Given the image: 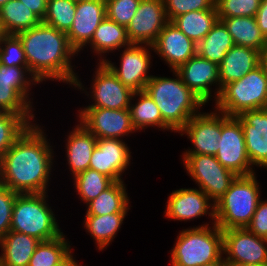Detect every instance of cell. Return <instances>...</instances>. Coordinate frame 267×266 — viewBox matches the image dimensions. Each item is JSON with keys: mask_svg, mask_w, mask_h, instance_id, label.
<instances>
[{"mask_svg": "<svg viewBox=\"0 0 267 266\" xmlns=\"http://www.w3.org/2000/svg\"><path fill=\"white\" fill-rule=\"evenodd\" d=\"M41 127L30 125L0 160V183L19 194L48 191L54 150Z\"/></svg>", "mask_w": 267, "mask_h": 266, "instance_id": "1", "label": "cell"}, {"mask_svg": "<svg viewBox=\"0 0 267 266\" xmlns=\"http://www.w3.org/2000/svg\"><path fill=\"white\" fill-rule=\"evenodd\" d=\"M16 36L24 48L28 69L40 84L57 80L85 91L78 73L73 70L72 57L78 53L71 47L66 32L41 22Z\"/></svg>", "mask_w": 267, "mask_h": 266, "instance_id": "2", "label": "cell"}, {"mask_svg": "<svg viewBox=\"0 0 267 266\" xmlns=\"http://www.w3.org/2000/svg\"><path fill=\"white\" fill-rule=\"evenodd\" d=\"M172 72L176 78L153 75L145 91L160 109L163 121L174 132H179L206 104L182 82L176 71Z\"/></svg>", "mask_w": 267, "mask_h": 266, "instance_id": "3", "label": "cell"}, {"mask_svg": "<svg viewBox=\"0 0 267 266\" xmlns=\"http://www.w3.org/2000/svg\"><path fill=\"white\" fill-rule=\"evenodd\" d=\"M183 229L171 249V266H202L224 263L223 233L213 224Z\"/></svg>", "mask_w": 267, "mask_h": 266, "instance_id": "4", "label": "cell"}, {"mask_svg": "<svg viewBox=\"0 0 267 266\" xmlns=\"http://www.w3.org/2000/svg\"><path fill=\"white\" fill-rule=\"evenodd\" d=\"M256 174L237 176L228 191L215 203V224L221 230L245 228L259 204L260 185Z\"/></svg>", "mask_w": 267, "mask_h": 266, "instance_id": "5", "label": "cell"}, {"mask_svg": "<svg viewBox=\"0 0 267 266\" xmlns=\"http://www.w3.org/2000/svg\"><path fill=\"white\" fill-rule=\"evenodd\" d=\"M47 198V193L18 194L13 204L10 230L41 242L61 236L63 232Z\"/></svg>", "mask_w": 267, "mask_h": 266, "instance_id": "6", "label": "cell"}, {"mask_svg": "<svg viewBox=\"0 0 267 266\" xmlns=\"http://www.w3.org/2000/svg\"><path fill=\"white\" fill-rule=\"evenodd\" d=\"M216 110L237 116L247 110L267 108V70L261 62L241 79L226 84L215 101Z\"/></svg>", "mask_w": 267, "mask_h": 266, "instance_id": "7", "label": "cell"}, {"mask_svg": "<svg viewBox=\"0 0 267 266\" xmlns=\"http://www.w3.org/2000/svg\"><path fill=\"white\" fill-rule=\"evenodd\" d=\"M36 84L39 82L28 67H7L0 64V111L34 116L33 102L29 96L32 85Z\"/></svg>", "mask_w": 267, "mask_h": 266, "instance_id": "8", "label": "cell"}, {"mask_svg": "<svg viewBox=\"0 0 267 266\" xmlns=\"http://www.w3.org/2000/svg\"><path fill=\"white\" fill-rule=\"evenodd\" d=\"M183 166L191 179L217 203L228 191L237 175L222 166L213 155H182Z\"/></svg>", "mask_w": 267, "mask_h": 266, "instance_id": "9", "label": "cell"}, {"mask_svg": "<svg viewBox=\"0 0 267 266\" xmlns=\"http://www.w3.org/2000/svg\"><path fill=\"white\" fill-rule=\"evenodd\" d=\"M217 161L237 176L255 173L248 158L243 128L235 116L222 113V133L219 140Z\"/></svg>", "mask_w": 267, "mask_h": 266, "instance_id": "10", "label": "cell"}, {"mask_svg": "<svg viewBox=\"0 0 267 266\" xmlns=\"http://www.w3.org/2000/svg\"><path fill=\"white\" fill-rule=\"evenodd\" d=\"M152 45L131 44L124 47L120 54L119 68L114 62L106 59L103 63L113 74L128 88L134 92L143 91L153 75H148L151 68Z\"/></svg>", "mask_w": 267, "mask_h": 266, "instance_id": "11", "label": "cell"}, {"mask_svg": "<svg viewBox=\"0 0 267 266\" xmlns=\"http://www.w3.org/2000/svg\"><path fill=\"white\" fill-rule=\"evenodd\" d=\"M225 266L267 262V239L245 228L222 230Z\"/></svg>", "mask_w": 267, "mask_h": 266, "instance_id": "12", "label": "cell"}, {"mask_svg": "<svg viewBox=\"0 0 267 266\" xmlns=\"http://www.w3.org/2000/svg\"><path fill=\"white\" fill-rule=\"evenodd\" d=\"M178 133L181 136L187 135L194 146L183 151L182 155L216 156L222 133V112L216 109L210 113L200 112L194 115Z\"/></svg>", "mask_w": 267, "mask_h": 266, "instance_id": "13", "label": "cell"}, {"mask_svg": "<svg viewBox=\"0 0 267 266\" xmlns=\"http://www.w3.org/2000/svg\"><path fill=\"white\" fill-rule=\"evenodd\" d=\"M81 122L97 139H120L136 133L129 109L83 108L78 111Z\"/></svg>", "mask_w": 267, "mask_h": 266, "instance_id": "14", "label": "cell"}, {"mask_svg": "<svg viewBox=\"0 0 267 266\" xmlns=\"http://www.w3.org/2000/svg\"><path fill=\"white\" fill-rule=\"evenodd\" d=\"M97 65L91 94L85 91L94 103L84 108L129 109L134 91L126 87L104 63Z\"/></svg>", "mask_w": 267, "mask_h": 266, "instance_id": "15", "label": "cell"}, {"mask_svg": "<svg viewBox=\"0 0 267 266\" xmlns=\"http://www.w3.org/2000/svg\"><path fill=\"white\" fill-rule=\"evenodd\" d=\"M164 0H141L126 27L131 44L152 45L168 23Z\"/></svg>", "mask_w": 267, "mask_h": 266, "instance_id": "16", "label": "cell"}, {"mask_svg": "<svg viewBox=\"0 0 267 266\" xmlns=\"http://www.w3.org/2000/svg\"><path fill=\"white\" fill-rule=\"evenodd\" d=\"M175 71L180 75L182 82L199 96L205 104L209 103L211 97H215L214 101L217 100L221 91L218 64L196 54ZM212 85L217 86L215 91L211 90ZM212 92H214V95H212Z\"/></svg>", "mask_w": 267, "mask_h": 266, "instance_id": "17", "label": "cell"}, {"mask_svg": "<svg viewBox=\"0 0 267 266\" xmlns=\"http://www.w3.org/2000/svg\"><path fill=\"white\" fill-rule=\"evenodd\" d=\"M168 196L164 211L167 218L187 222L208 214L215 224V203L200 188H180Z\"/></svg>", "mask_w": 267, "mask_h": 266, "instance_id": "18", "label": "cell"}, {"mask_svg": "<svg viewBox=\"0 0 267 266\" xmlns=\"http://www.w3.org/2000/svg\"><path fill=\"white\" fill-rule=\"evenodd\" d=\"M127 145L123 139H97L89 169L96 170L113 181H124L121 176L130 166L132 158Z\"/></svg>", "mask_w": 267, "mask_h": 266, "instance_id": "19", "label": "cell"}, {"mask_svg": "<svg viewBox=\"0 0 267 266\" xmlns=\"http://www.w3.org/2000/svg\"><path fill=\"white\" fill-rule=\"evenodd\" d=\"M243 128L245 146L252 167L267 169V108L247 110L235 116Z\"/></svg>", "mask_w": 267, "mask_h": 266, "instance_id": "20", "label": "cell"}, {"mask_svg": "<svg viewBox=\"0 0 267 266\" xmlns=\"http://www.w3.org/2000/svg\"><path fill=\"white\" fill-rule=\"evenodd\" d=\"M106 17L105 0L77 2L72 27L66 33L71 47L79 53L90 43L96 28Z\"/></svg>", "mask_w": 267, "mask_h": 266, "instance_id": "21", "label": "cell"}, {"mask_svg": "<svg viewBox=\"0 0 267 266\" xmlns=\"http://www.w3.org/2000/svg\"><path fill=\"white\" fill-rule=\"evenodd\" d=\"M196 45L169 21L152 44V48L156 55L168 64L171 71H175L197 54Z\"/></svg>", "mask_w": 267, "mask_h": 266, "instance_id": "22", "label": "cell"}, {"mask_svg": "<svg viewBox=\"0 0 267 266\" xmlns=\"http://www.w3.org/2000/svg\"><path fill=\"white\" fill-rule=\"evenodd\" d=\"M79 123L68 133L65 146L68 169L73 177L89 169L92 152L97 143V138L81 122Z\"/></svg>", "mask_w": 267, "mask_h": 266, "instance_id": "23", "label": "cell"}, {"mask_svg": "<svg viewBox=\"0 0 267 266\" xmlns=\"http://www.w3.org/2000/svg\"><path fill=\"white\" fill-rule=\"evenodd\" d=\"M261 63V53L250 47L234 45L218 65L221 89L241 79Z\"/></svg>", "mask_w": 267, "mask_h": 266, "instance_id": "24", "label": "cell"}, {"mask_svg": "<svg viewBox=\"0 0 267 266\" xmlns=\"http://www.w3.org/2000/svg\"><path fill=\"white\" fill-rule=\"evenodd\" d=\"M40 242L27 234L10 230L0 240V266H28Z\"/></svg>", "mask_w": 267, "mask_h": 266, "instance_id": "25", "label": "cell"}, {"mask_svg": "<svg viewBox=\"0 0 267 266\" xmlns=\"http://www.w3.org/2000/svg\"><path fill=\"white\" fill-rule=\"evenodd\" d=\"M88 45H90L89 47H91L93 53L98 54L99 62L103 63L106 60L105 55L107 53L116 52L115 50L120 51L119 49L130 46L131 42L129 41L126 27L105 17L96 28Z\"/></svg>", "mask_w": 267, "mask_h": 266, "instance_id": "26", "label": "cell"}, {"mask_svg": "<svg viewBox=\"0 0 267 266\" xmlns=\"http://www.w3.org/2000/svg\"><path fill=\"white\" fill-rule=\"evenodd\" d=\"M226 26L235 45L250 47L261 54L267 44V39L261 33L255 17L218 18Z\"/></svg>", "mask_w": 267, "mask_h": 266, "instance_id": "27", "label": "cell"}, {"mask_svg": "<svg viewBox=\"0 0 267 266\" xmlns=\"http://www.w3.org/2000/svg\"><path fill=\"white\" fill-rule=\"evenodd\" d=\"M133 98L137 101V103H134L135 105L132 104V100H135ZM129 110L132 125L136 132H138V130L140 132V130L155 126L161 128L159 130L163 129L164 131L170 130L173 132V130L163 121L160 109L145 90L133 93Z\"/></svg>", "mask_w": 267, "mask_h": 266, "instance_id": "28", "label": "cell"}, {"mask_svg": "<svg viewBox=\"0 0 267 266\" xmlns=\"http://www.w3.org/2000/svg\"><path fill=\"white\" fill-rule=\"evenodd\" d=\"M126 189L124 181H114L97 198L86 205V215L128 213L130 200Z\"/></svg>", "mask_w": 267, "mask_h": 266, "instance_id": "29", "label": "cell"}, {"mask_svg": "<svg viewBox=\"0 0 267 266\" xmlns=\"http://www.w3.org/2000/svg\"><path fill=\"white\" fill-rule=\"evenodd\" d=\"M41 22L42 20L20 0H9L0 7V25L5 35H16Z\"/></svg>", "mask_w": 267, "mask_h": 266, "instance_id": "30", "label": "cell"}, {"mask_svg": "<svg viewBox=\"0 0 267 266\" xmlns=\"http://www.w3.org/2000/svg\"><path fill=\"white\" fill-rule=\"evenodd\" d=\"M127 213H113L101 216L85 215L84 228L95 240L99 251L106 249L121 228Z\"/></svg>", "mask_w": 267, "mask_h": 266, "instance_id": "31", "label": "cell"}, {"mask_svg": "<svg viewBox=\"0 0 267 266\" xmlns=\"http://www.w3.org/2000/svg\"><path fill=\"white\" fill-rule=\"evenodd\" d=\"M234 45L232 36L224 23L217 20L208 34L196 45L197 54L219 65Z\"/></svg>", "mask_w": 267, "mask_h": 266, "instance_id": "32", "label": "cell"}, {"mask_svg": "<svg viewBox=\"0 0 267 266\" xmlns=\"http://www.w3.org/2000/svg\"><path fill=\"white\" fill-rule=\"evenodd\" d=\"M217 20V10H200L182 14L171 22L194 43L198 44Z\"/></svg>", "mask_w": 267, "mask_h": 266, "instance_id": "33", "label": "cell"}, {"mask_svg": "<svg viewBox=\"0 0 267 266\" xmlns=\"http://www.w3.org/2000/svg\"><path fill=\"white\" fill-rule=\"evenodd\" d=\"M65 235L40 242L32 255L28 266H56L65 260L72 252L70 242Z\"/></svg>", "mask_w": 267, "mask_h": 266, "instance_id": "34", "label": "cell"}, {"mask_svg": "<svg viewBox=\"0 0 267 266\" xmlns=\"http://www.w3.org/2000/svg\"><path fill=\"white\" fill-rule=\"evenodd\" d=\"M34 117L0 111V160L24 131L34 124Z\"/></svg>", "mask_w": 267, "mask_h": 266, "instance_id": "35", "label": "cell"}, {"mask_svg": "<svg viewBox=\"0 0 267 266\" xmlns=\"http://www.w3.org/2000/svg\"><path fill=\"white\" fill-rule=\"evenodd\" d=\"M76 192L86 205L97 198L114 181L96 170L87 169L73 177Z\"/></svg>", "mask_w": 267, "mask_h": 266, "instance_id": "36", "label": "cell"}, {"mask_svg": "<svg viewBox=\"0 0 267 266\" xmlns=\"http://www.w3.org/2000/svg\"><path fill=\"white\" fill-rule=\"evenodd\" d=\"M76 5L73 0H47V11L42 22L67 33L73 24Z\"/></svg>", "mask_w": 267, "mask_h": 266, "instance_id": "37", "label": "cell"}, {"mask_svg": "<svg viewBox=\"0 0 267 266\" xmlns=\"http://www.w3.org/2000/svg\"><path fill=\"white\" fill-rule=\"evenodd\" d=\"M0 64L10 67H28L26 54L16 35H3L0 39Z\"/></svg>", "mask_w": 267, "mask_h": 266, "instance_id": "38", "label": "cell"}, {"mask_svg": "<svg viewBox=\"0 0 267 266\" xmlns=\"http://www.w3.org/2000/svg\"><path fill=\"white\" fill-rule=\"evenodd\" d=\"M261 0H216L218 18L255 17Z\"/></svg>", "mask_w": 267, "mask_h": 266, "instance_id": "39", "label": "cell"}, {"mask_svg": "<svg viewBox=\"0 0 267 266\" xmlns=\"http://www.w3.org/2000/svg\"><path fill=\"white\" fill-rule=\"evenodd\" d=\"M216 0H164L168 21L192 11L217 10Z\"/></svg>", "mask_w": 267, "mask_h": 266, "instance_id": "40", "label": "cell"}, {"mask_svg": "<svg viewBox=\"0 0 267 266\" xmlns=\"http://www.w3.org/2000/svg\"><path fill=\"white\" fill-rule=\"evenodd\" d=\"M106 17L127 27L134 17L141 0H105Z\"/></svg>", "mask_w": 267, "mask_h": 266, "instance_id": "41", "label": "cell"}, {"mask_svg": "<svg viewBox=\"0 0 267 266\" xmlns=\"http://www.w3.org/2000/svg\"><path fill=\"white\" fill-rule=\"evenodd\" d=\"M18 194L0 183V240L10 231L13 204Z\"/></svg>", "mask_w": 267, "mask_h": 266, "instance_id": "42", "label": "cell"}, {"mask_svg": "<svg viewBox=\"0 0 267 266\" xmlns=\"http://www.w3.org/2000/svg\"><path fill=\"white\" fill-rule=\"evenodd\" d=\"M246 228L256 236L267 239V200H260Z\"/></svg>", "mask_w": 267, "mask_h": 266, "instance_id": "43", "label": "cell"}, {"mask_svg": "<svg viewBox=\"0 0 267 266\" xmlns=\"http://www.w3.org/2000/svg\"><path fill=\"white\" fill-rule=\"evenodd\" d=\"M26 7L34 12L41 20L47 11V0H20Z\"/></svg>", "mask_w": 267, "mask_h": 266, "instance_id": "44", "label": "cell"}, {"mask_svg": "<svg viewBox=\"0 0 267 266\" xmlns=\"http://www.w3.org/2000/svg\"><path fill=\"white\" fill-rule=\"evenodd\" d=\"M255 18L261 33L267 39V0H261Z\"/></svg>", "mask_w": 267, "mask_h": 266, "instance_id": "45", "label": "cell"}, {"mask_svg": "<svg viewBox=\"0 0 267 266\" xmlns=\"http://www.w3.org/2000/svg\"><path fill=\"white\" fill-rule=\"evenodd\" d=\"M56 266H82V265H79L76 262L75 257H73V254L71 253L65 260H63L60 264Z\"/></svg>", "mask_w": 267, "mask_h": 266, "instance_id": "46", "label": "cell"}, {"mask_svg": "<svg viewBox=\"0 0 267 266\" xmlns=\"http://www.w3.org/2000/svg\"><path fill=\"white\" fill-rule=\"evenodd\" d=\"M261 62L264 64L266 70H267V44L264 47V50L261 54Z\"/></svg>", "mask_w": 267, "mask_h": 266, "instance_id": "47", "label": "cell"}, {"mask_svg": "<svg viewBox=\"0 0 267 266\" xmlns=\"http://www.w3.org/2000/svg\"><path fill=\"white\" fill-rule=\"evenodd\" d=\"M233 266H267V262L258 263V264H240V265H233Z\"/></svg>", "mask_w": 267, "mask_h": 266, "instance_id": "48", "label": "cell"}, {"mask_svg": "<svg viewBox=\"0 0 267 266\" xmlns=\"http://www.w3.org/2000/svg\"><path fill=\"white\" fill-rule=\"evenodd\" d=\"M202 266H225V263H212V264H206Z\"/></svg>", "mask_w": 267, "mask_h": 266, "instance_id": "49", "label": "cell"}, {"mask_svg": "<svg viewBox=\"0 0 267 266\" xmlns=\"http://www.w3.org/2000/svg\"><path fill=\"white\" fill-rule=\"evenodd\" d=\"M9 0H0V7L5 5Z\"/></svg>", "mask_w": 267, "mask_h": 266, "instance_id": "50", "label": "cell"}, {"mask_svg": "<svg viewBox=\"0 0 267 266\" xmlns=\"http://www.w3.org/2000/svg\"><path fill=\"white\" fill-rule=\"evenodd\" d=\"M4 35V33H3V30H2V28H1V25H0V39H1V37Z\"/></svg>", "mask_w": 267, "mask_h": 266, "instance_id": "51", "label": "cell"}, {"mask_svg": "<svg viewBox=\"0 0 267 266\" xmlns=\"http://www.w3.org/2000/svg\"><path fill=\"white\" fill-rule=\"evenodd\" d=\"M73 1H75L77 3V2H81V1H87V0H73Z\"/></svg>", "mask_w": 267, "mask_h": 266, "instance_id": "52", "label": "cell"}]
</instances>
